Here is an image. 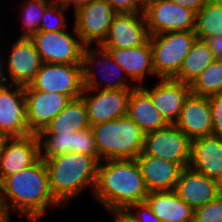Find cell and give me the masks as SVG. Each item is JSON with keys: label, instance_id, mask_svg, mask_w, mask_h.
<instances>
[{"label": "cell", "instance_id": "1", "mask_svg": "<svg viewBox=\"0 0 222 222\" xmlns=\"http://www.w3.org/2000/svg\"><path fill=\"white\" fill-rule=\"evenodd\" d=\"M0 201L9 213L19 212L30 222L40 220L48 206H61L51 193L48 170L41 157L0 183Z\"/></svg>", "mask_w": 222, "mask_h": 222}, {"label": "cell", "instance_id": "2", "mask_svg": "<svg viewBox=\"0 0 222 222\" xmlns=\"http://www.w3.org/2000/svg\"><path fill=\"white\" fill-rule=\"evenodd\" d=\"M149 194L136 159L99 162L93 196L108 211L144 202Z\"/></svg>", "mask_w": 222, "mask_h": 222}, {"label": "cell", "instance_id": "3", "mask_svg": "<svg viewBox=\"0 0 222 222\" xmlns=\"http://www.w3.org/2000/svg\"><path fill=\"white\" fill-rule=\"evenodd\" d=\"M44 162L49 174L51 193L61 205L69 202L87 186H92V193L94 192L99 162L93 156L70 152Z\"/></svg>", "mask_w": 222, "mask_h": 222}, {"label": "cell", "instance_id": "4", "mask_svg": "<svg viewBox=\"0 0 222 222\" xmlns=\"http://www.w3.org/2000/svg\"><path fill=\"white\" fill-rule=\"evenodd\" d=\"M91 129L98 162L106 159H136L143 151L145 133L128 115L93 125Z\"/></svg>", "mask_w": 222, "mask_h": 222}, {"label": "cell", "instance_id": "5", "mask_svg": "<svg viewBox=\"0 0 222 222\" xmlns=\"http://www.w3.org/2000/svg\"><path fill=\"white\" fill-rule=\"evenodd\" d=\"M195 31L165 32L150 35L153 69L156 77L173 78L196 41Z\"/></svg>", "mask_w": 222, "mask_h": 222}, {"label": "cell", "instance_id": "6", "mask_svg": "<svg viewBox=\"0 0 222 222\" xmlns=\"http://www.w3.org/2000/svg\"><path fill=\"white\" fill-rule=\"evenodd\" d=\"M117 12L103 0H89L74 10L75 30L84 46L96 43L100 46L106 39L110 25Z\"/></svg>", "mask_w": 222, "mask_h": 222}, {"label": "cell", "instance_id": "7", "mask_svg": "<svg viewBox=\"0 0 222 222\" xmlns=\"http://www.w3.org/2000/svg\"><path fill=\"white\" fill-rule=\"evenodd\" d=\"M144 15L150 35L195 30L196 14L170 0H145Z\"/></svg>", "mask_w": 222, "mask_h": 222}, {"label": "cell", "instance_id": "8", "mask_svg": "<svg viewBox=\"0 0 222 222\" xmlns=\"http://www.w3.org/2000/svg\"><path fill=\"white\" fill-rule=\"evenodd\" d=\"M74 36L65 30L58 32L38 31L33 41L42 63L81 65L84 45L74 27ZM76 36V37H75Z\"/></svg>", "mask_w": 222, "mask_h": 222}, {"label": "cell", "instance_id": "9", "mask_svg": "<svg viewBox=\"0 0 222 222\" xmlns=\"http://www.w3.org/2000/svg\"><path fill=\"white\" fill-rule=\"evenodd\" d=\"M90 46H84L83 52H82V83L84 89H94V90H101V85L103 82H106L103 85L102 89H134L136 87V84L131 85L126 83L129 79L126 74L121 75L123 69L114 61L112 56L109 54V52L104 49L103 47L99 46L98 48H95L94 50L91 49ZM96 66H95V65ZM93 67H101L102 72H105L109 78L110 77H117L116 81H113V79H104V77H100L101 80L106 81H100L98 80V74L95 73V69ZM120 73V74H119ZM107 76V77H108ZM131 85V86H129Z\"/></svg>", "mask_w": 222, "mask_h": 222}, {"label": "cell", "instance_id": "10", "mask_svg": "<svg viewBox=\"0 0 222 222\" xmlns=\"http://www.w3.org/2000/svg\"><path fill=\"white\" fill-rule=\"evenodd\" d=\"M191 140L175 125L145 133L143 153L172 161L183 168L189 166Z\"/></svg>", "mask_w": 222, "mask_h": 222}, {"label": "cell", "instance_id": "11", "mask_svg": "<svg viewBox=\"0 0 222 222\" xmlns=\"http://www.w3.org/2000/svg\"><path fill=\"white\" fill-rule=\"evenodd\" d=\"M29 85L35 90L79 98L84 89L82 65L42 63Z\"/></svg>", "mask_w": 222, "mask_h": 222}, {"label": "cell", "instance_id": "12", "mask_svg": "<svg viewBox=\"0 0 222 222\" xmlns=\"http://www.w3.org/2000/svg\"><path fill=\"white\" fill-rule=\"evenodd\" d=\"M133 89H83L81 97L87 109L90 127L128 114V101ZM96 92L89 95L87 92ZM88 94V95H87Z\"/></svg>", "mask_w": 222, "mask_h": 222}, {"label": "cell", "instance_id": "13", "mask_svg": "<svg viewBox=\"0 0 222 222\" xmlns=\"http://www.w3.org/2000/svg\"><path fill=\"white\" fill-rule=\"evenodd\" d=\"M27 125L31 134H39L72 100L69 96L24 86Z\"/></svg>", "mask_w": 222, "mask_h": 222}, {"label": "cell", "instance_id": "14", "mask_svg": "<svg viewBox=\"0 0 222 222\" xmlns=\"http://www.w3.org/2000/svg\"><path fill=\"white\" fill-rule=\"evenodd\" d=\"M0 132L9 137L31 134L27 125L24 86L8 83L0 86Z\"/></svg>", "mask_w": 222, "mask_h": 222}, {"label": "cell", "instance_id": "15", "mask_svg": "<svg viewBox=\"0 0 222 222\" xmlns=\"http://www.w3.org/2000/svg\"><path fill=\"white\" fill-rule=\"evenodd\" d=\"M150 38L144 13H117L108 35L100 45L103 48H122L145 44Z\"/></svg>", "mask_w": 222, "mask_h": 222}, {"label": "cell", "instance_id": "16", "mask_svg": "<svg viewBox=\"0 0 222 222\" xmlns=\"http://www.w3.org/2000/svg\"><path fill=\"white\" fill-rule=\"evenodd\" d=\"M11 47L6 62L7 73L10 77L5 75L6 84L10 78L9 84L29 85L42 65L40 55L30 38L18 37Z\"/></svg>", "mask_w": 222, "mask_h": 222}, {"label": "cell", "instance_id": "17", "mask_svg": "<svg viewBox=\"0 0 222 222\" xmlns=\"http://www.w3.org/2000/svg\"><path fill=\"white\" fill-rule=\"evenodd\" d=\"M140 87L150 96L153 105L169 125L177 122L184 102L191 93L189 84L172 78H159L151 89L143 84Z\"/></svg>", "mask_w": 222, "mask_h": 222}, {"label": "cell", "instance_id": "18", "mask_svg": "<svg viewBox=\"0 0 222 222\" xmlns=\"http://www.w3.org/2000/svg\"><path fill=\"white\" fill-rule=\"evenodd\" d=\"M40 158L37 134L9 137L0 159V183L8 176L32 166Z\"/></svg>", "mask_w": 222, "mask_h": 222}, {"label": "cell", "instance_id": "19", "mask_svg": "<svg viewBox=\"0 0 222 222\" xmlns=\"http://www.w3.org/2000/svg\"><path fill=\"white\" fill-rule=\"evenodd\" d=\"M38 138L43 160L70 152L88 154L97 160V147L91 127L71 134L38 135Z\"/></svg>", "mask_w": 222, "mask_h": 222}, {"label": "cell", "instance_id": "20", "mask_svg": "<svg viewBox=\"0 0 222 222\" xmlns=\"http://www.w3.org/2000/svg\"><path fill=\"white\" fill-rule=\"evenodd\" d=\"M175 125L191 141L213 135L212 115L208 97L190 93L184 102Z\"/></svg>", "mask_w": 222, "mask_h": 222}, {"label": "cell", "instance_id": "21", "mask_svg": "<svg viewBox=\"0 0 222 222\" xmlns=\"http://www.w3.org/2000/svg\"><path fill=\"white\" fill-rule=\"evenodd\" d=\"M193 210L206 205L219 195V185L214 179L185 167L173 190Z\"/></svg>", "mask_w": 222, "mask_h": 222}, {"label": "cell", "instance_id": "22", "mask_svg": "<svg viewBox=\"0 0 222 222\" xmlns=\"http://www.w3.org/2000/svg\"><path fill=\"white\" fill-rule=\"evenodd\" d=\"M189 167L219 182L222 178V136L192 140Z\"/></svg>", "mask_w": 222, "mask_h": 222}, {"label": "cell", "instance_id": "23", "mask_svg": "<svg viewBox=\"0 0 222 222\" xmlns=\"http://www.w3.org/2000/svg\"><path fill=\"white\" fill-rule=\"evenodd\" d=\"M149 192L173 191L184 169L180 164L144 154L136 158Z\"/></svg>", "mask_w": 222, "mask_h": 222}, {"label": "cell", "instance_id": "24", "mask_svg": "<svg viewBox=\"0 0 222 222\" xmlns=\"http://www.w3.org/2000/svg\"><path fill=\"white\" fill-rule=\"evenodd\" d=\"M112 56L114 61L123 69L132 81H137L136 86H141L146 74L155 75L153 69V52L150 41L148 40L141 46L130 49L104 48Z\"/></svg>", "mask_w": 222, "mask_h": 222}, {"label": "cell", "instance_id": "25", "mask_svg": "<svg viewBox=\"0 0 222 222\" xmlns=\"http://www.w3.org/2000/svg\"><path fill=\"white\" fill-rule=\"evenodd\" d=\"M160 222H193L194 210L174 191H152L146 200Z\"/></svg>", "mask_w": 222, "mask_h": 222}, {"label": "cell", "instance_id": "26", "mask_svg": "<svg viewBox=\"0 0 222 222\" xmlns=\"http://www.w3.org/2000/svg\"><path fill=\"white\" fill-rule=\"evenodd\" d=\"M127 115L144 133L156 131L169 125L153 105L150 96L140 86H136L131 92Z\"/></svg>", "mask_w": 222, "mask_h": 222}, {"label": "cell", "instance_id": "27", "mask_svg": "<svg viewBox=\"0 0 222 222\" xmlns=\"http://www.w3.org/2000/svg\"><path fill=\"white\" fill-rule=\"evenodd\" d=\"M90 128L87 109L82 97L72 99L38 135L71 134Z\"/></svg>", "mask_w": 222, "mask_h": 222}, {"label": "cell", "instance_id": "28", "mask_svg": "<svg viewBox=\"0 0 222 222\" xmlns=\"http://www.w3.org/2000/svg\"><path fill=\"white\" fill-rule=\"evenodd\" d=\"M214 60L216 58L208 43L197 38L183 60L179 72L172 79L191 85Z\"/></svg>", "mask_w": 222, "mask_h": 222}, {"label": "cell", "instance_id": "29", "mask_svg": "<svg viewBox=\"0 0 222 222\" xmlns=\"http://www.w3.org/2000/svg\"><path fill=\"white\" fill-rule=\"evenodd\" d=\"M194 31L201 40L222 35V0H208L196 13Z\"/></svg>", "mask_w": 222, "mask_h": 222}, {"label": "cell", "instance_id": "30", "mask_svg": "<svg viewBox=\"0 0 222 222\" xmlns=\"http://www.w3.org/2000/svg\"><path fill=\"white\" fill-rule=\"evenodd\" d=\"M191 93L200 96L222 94V59L214 60L190 85Z\"/></svg>", "mask_w": 222, "mask_h": 222}, {"label": "cell", "instance_id": "31", "mask_svg": "<svg viewBox=\"0 0 222 222\" xmlns=\"http://www.w3.org/2000/svg\"><path fill=\"white\" fill-rule=\"evenodd\" d=\"M54 0H29L24 3L23 7V17L22 22L23 32L19 38H31L34 34L39 31L40 22L42 16L45 12V9L53 2Z\"/></svg>", "mask_w": 222, "mask_h": 222}, {"label": "cell", "instance_id": "32", "mask_svg": "<svg viewBox=\"0 0 222 222\" xmlns=\"http://www.w3.org/2000/svg\"><path fill=\"white\" fill-rule=\"evenodd\" d=\"M68 8L62 5L60 2L54 0L46 9L42 16L39 31L45 32H58L66 30V18L63 13ZM56 18V19H55ZM51 19V20H50ZM55 19V20H52ZM54 21V22H52Z\"/></svg>", "mask_w": 222, "mask_h": 222}, {"label": "cell", "instance_id": "33", "mask_svg": "<svg viewBox=\"0 0 222 222\" xmlns=\"http://www.w3.org/2000/svg\"><path fill=\"white\" fill-rule=\"evenodd\" d=\"M193 222H222V195L194 209Z\"/></svg>", "mask_w": 222, "mask_h": 222}, {"label": "cell", "instance_id": "34", "mask_svg": "<svg viewBox=\"0 0 222 222\" xmlns=\"http://www.w3.org/2000/svg\"><path fill=\"white\" fill-rule=\"evenodd\" d=\"M213 123V135L222 136V94L208 97Z\"/></svg>", "mask_w": 222, "mask_h": 222}, {"label": "cell", "instance_id": "35", "mask_svg": "<svg viewBox=\"0 0 222 222\" xmlns=\"http://www.w3.org/2000/svg\"><path fill=\"white\" fill-rule=\"evenodd\" d=\"M117 13H144L145 0H103Z\"/></svg>", "mask_w": 222, "mask_h": 222}, {"label": "cell", "instance_id": "36", "mask_svg": "<svg viewBox=\"0 0 222 222\" xmlns=\"http://www.w3.org/2000/svg\"><path fill=\"white\" fill-rule=\"evenodd\" d=\"M133 209L137 210L134 214L132 213ZM127 210L138 222H160V219L154 215L146 201L131 204Z\"/></svg>", "mask_w": 222, "mask_h": 222}, {"label": "cell", "instance_id": "37", "mask_svg": "<svg viewBox=\"0 0 222 222\" xmlns=\"http://www.w3.org/2000/svg\"><path fill=\"white\" fill-rule=\"evenodd\" d=\"M205 41L208 43L209 48L213 52L216 59H222V35L211 36Z\"/></svg>", "mask_w": 222, "mask_h": 222}, {"label": "cell", "instance_id": "38", "mask_svg": "<svg viewBox=\"0 0 222 222\" xmlns=\"http://www.w3.org/2000/svg\"><path fill=\"white\" fill-rule=\"evenodd\" d=\"M184 8L193 11L195 14L207 3L208 0H170Z\"/></svg>", "mask_w": 222, "mask_h": 222}, {"label": "cell", "instance_id": "39", "mask_svg": "<svg viewBox=\"0 0 222 222\" xmlns=\"http://www.w3.org/2000/svg\"><path fill=\"white\" fill-rule=\"evenodd\" d=\"M108 212L114 215L113 222H138L127 209H115Z\"/></svg>", "mask_w": 222, "mask_h": 222}, {"label": "cell", "instance_id": "40", "mask_svg": "<svg viewBox=\"0 0 222 222\" xmlns=\"http://www.w3.org/2000/svg\"><path fill=\"white\" fill-rule=\"evenodd\" d=\"M0 222H11L10 213L0 201Z\"/></svg>", "mask_w": 222, "mask_h": 222}, {"label": "cell", "instance_id": "41", "mask_svg": "<svg viewBox=\"0 0 222 222\" xmlns=\"http://www.w3.org/2000/svg\"><path fill=\"white\" fill-rule=\"evenodd\" d=\"M57 2H60L62 5L66 6L69 8L72 4H74V8L77 6L83 4L84 2H87L89 0H56Z\"/></svg>", "mask_w": 222, "mask_h": 222}, {"label": "cell", "instance_id": "42", "mask_svg": "<svg viewBox=\"0 0 222 222\" xmlns=\"http://www.w3.org/2000/svg\"><path fill=\"white\" fill-rule=\"evenodd\" d=\"M9 139V136L0 132V159L3 154L4 146L6 141Z\"/></svg>", "mask_w": 222, "mask_h": 222}, {"label": "cell", "instance_id": "43", "mask_svg": "<svg viewBox=\"0 0 222 222\" xmlns=\"http://www.w3.org/2000/svg\"><path fill=\"white\" fill-rule=\"evenodd\" d=\"M4 71H5V67H4V64L0 58V86L6 84V77H5L6 72H4Z\"/></svg>", "mask_w": 222, "mask_h": 222}, {"label": "cell", "instance_id": "44", "mask_svg": "<svg viewBox=\"0 0 222 222\" xmlns=\"http://www.w3.org/2000/svg\"><path fill=\"white\" fill-rule=\"evenodd\" d=\"M218 185H219L220 195H222V178L219 180Z\"/></svg>", "mask_w": 222, "mask_h": 222}]
</instances>
